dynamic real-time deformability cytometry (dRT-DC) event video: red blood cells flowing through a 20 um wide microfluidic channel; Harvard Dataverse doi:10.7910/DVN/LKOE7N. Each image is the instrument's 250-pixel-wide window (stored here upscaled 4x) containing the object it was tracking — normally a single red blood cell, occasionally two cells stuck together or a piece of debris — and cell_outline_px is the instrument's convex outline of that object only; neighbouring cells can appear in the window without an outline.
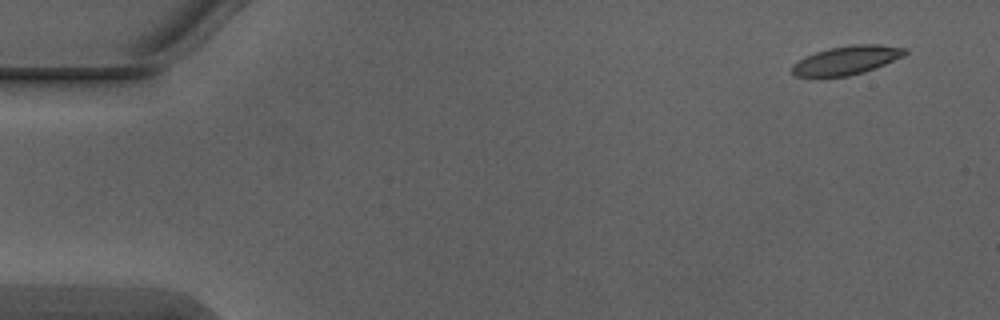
{"species": "Egyptian fruit bat (a non-hibernating species)", "species_latin": "Rousettus aegyptiacus", "temperature_condition": "warm", "stored_images_in_passage": 4, "segment_of_instrument_passage": [1, 2], "camera_frame_rate_fps": 3000, "um_per_image_px": 0.085, "animal": {"sex": "male"}, "frame": {"image": 1, "passage_image": 1, "time_ms": 0.0, "image_size_px": [1000, 320], "cell_outline_px": [[908, 52], [904, 56], [876, 68], [864, 72], [848, 76], [796, 76], [792, 72], [792, 64], [816, 52], [828, 48], [852, 44], [880, 44], [908, 48]], "centroid_in_image_um": [72.03, 5.1], "position_along_channel_um": 13.0, "area_um2": 18.84}}
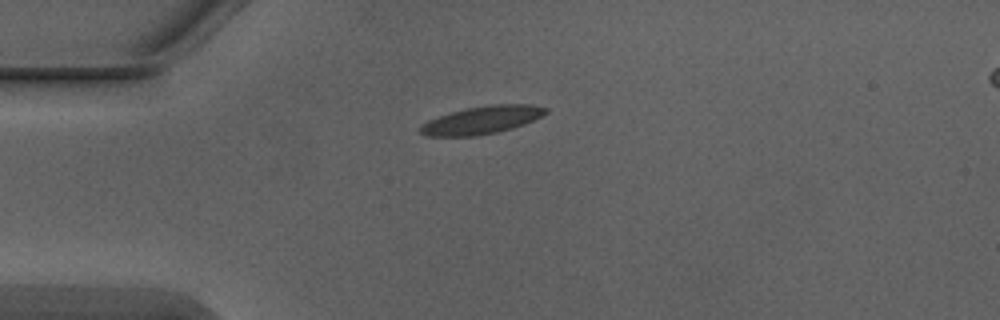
{"frame": {"image": 2, "passage_image": 3, "time_ms": 0.667, "image_size_px": [1000, 320], "cell_outline_px": [[548, 112], [524, 124], [512, 128], [496, 132], [476, 136], [424, 136], [420, 132], [420, 124], [428, 120], [452, 112], [468, 108], [492, 104], [528, 104], [548, 108]], "centroid_in_image_um": [40.94, 10.21], "position_along_channel_um": 44.1, "area_um2": 20.11}}